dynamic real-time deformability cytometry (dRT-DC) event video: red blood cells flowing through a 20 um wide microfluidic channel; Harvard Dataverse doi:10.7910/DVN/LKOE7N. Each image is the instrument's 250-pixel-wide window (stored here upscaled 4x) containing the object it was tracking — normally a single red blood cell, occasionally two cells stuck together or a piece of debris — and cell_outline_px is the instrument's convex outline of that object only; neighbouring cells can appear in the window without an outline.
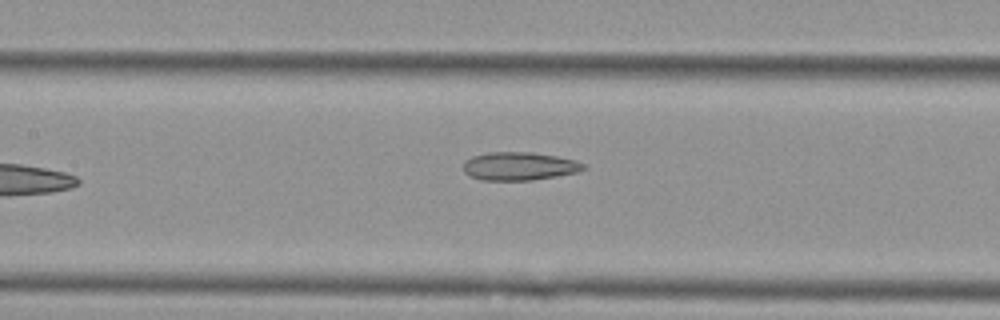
{"species": "Egyptian fruit bat (a non-hibernating species)", "species_latin": "Rousettus aegyptiacus", "temperature_condition": "cold", "stored_images_in_passage": 6, "camera_frame_rate_fps": 3000, "um_per_image_px": 0.085, "animal": {"sex": "female"}, "frame": {"image": 1, "passage_image": 5, "time_ms": 1.333, "image_size_px": [1000, 320], "cell_outline_px": [[588, 168], [580, 172], [532, 180], [480, 180], [468, 176], [464, 172], [464, 160], [472, 156], [488, 152], [532, 152], [556, 156], [576, 160], [588, 164]], "centroid_in_image_um": [44.17, 14.12], "position_along_channel_um": 163.2, "area_um2": 20.11}}
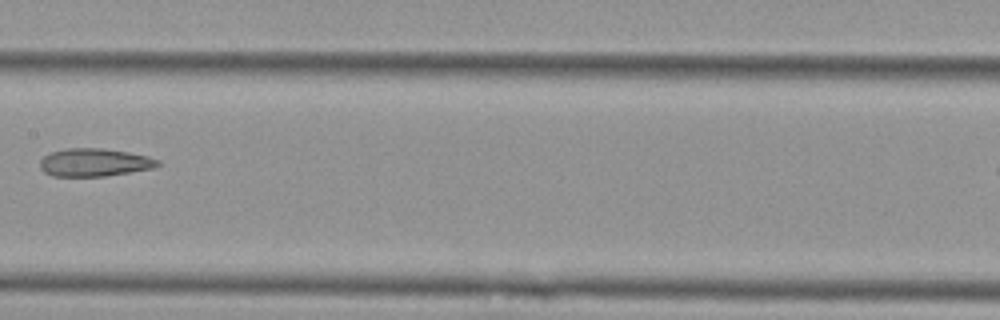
{"frame": {"image": 2, "passage_image": 6, "time_ms": 1.667, "image_size_px": [1000, 320], "cell_outline_px": [[160, 164], [152, 168], [104, 176], [52, 176], [44, 172], [40, 168], [40, 160], [44, 156], [52, 152], [68, 148], [100, 148], [128, 152], [148, 156], [160, 160]], "centroid_in_image_um": [8.01, 13.8], "position_along_channel_um": 199.4, "area_um2": 19.02}}